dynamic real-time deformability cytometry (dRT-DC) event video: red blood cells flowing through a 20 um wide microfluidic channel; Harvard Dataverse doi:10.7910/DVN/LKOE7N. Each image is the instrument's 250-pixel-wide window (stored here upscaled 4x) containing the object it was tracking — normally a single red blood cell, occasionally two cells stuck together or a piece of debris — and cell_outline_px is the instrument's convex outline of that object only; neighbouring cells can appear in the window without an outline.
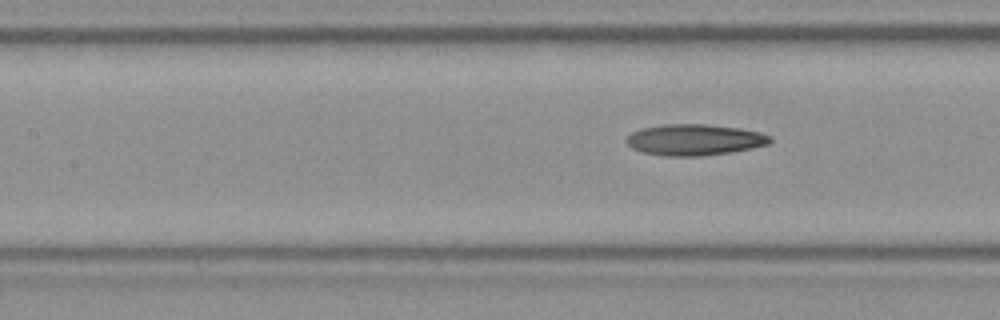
{"species": "Egyptian fruit bat (a non-hibernating species)", "species_latin": "Rousettus aegyptiacus", "temperature_condition": "room temperature", "stored_images_in_passage": 8, "segment_of_instrument_passage": [2, 2], "camera_frame_rate_fps": 3000, "um_per_image_px": 0.085, "frame": {"image": 1, "passage_image": 8, "time_ms": 2.333, "image_size_px": [1000, 320], "cell_outline_px": [[772, 140], [768, 144], [752, 148], [732, 152], [700, 156], [664, 156], [644, 152], [632, 148], [624, 140], [632, 132], [640, 128], [664, 124], [708, 124], [740, 128], [760, 132], [772, 136]], "centroid_in_image_um": [59.04, 11.87], "position_along_channel_um": 148.4, "area_um2": 26.24}}